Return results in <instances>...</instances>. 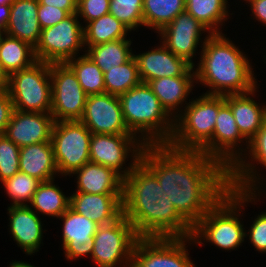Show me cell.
Wrapping results in <instances>:
<instances>
[{
	"instance_id": "cell-1",
	"label": "cell",
	"mask_w": 266,
	"mask_h": 267,
	"mask_svg": "<svg viewBox=\"0 0 266 267\" xmlns=\"http://www.w3.org/2000/svg\"><path fill=\"white\" fill-rule=\"evenodd\" d=\"M140 162L157 178L177 212L193 227L228 190V171L198 151L145 145Z\"/></svg>"
},
{
	"instance_id": "cell-2",
	"label": "cell",
	"mask_w": 266,
	"mask_h": 267,
	"mask_svg": "<svg viewBox=\"0 0 266 267\" xmlns=\"http://www.w3.org/2000/svg\"><path fill=\"white\" fill-rule=\"evenodd\" d=\"M122 213L140 238L192 236L193 227L140 161L123 179Z\"/></svg>"
},
{
	"instance_id": "cell-3",
	"label": "cell",
	"mask_w": 266,
	"mask_h": 267,
	"mask_svg": "<svg viewBox=\"0 0 266 267\" xmlns=\"http://www.w3.org/2000/svg\"><path fill=\"white\" fill-rule=\"evenodd\" d=\"M224 36L222 33L208 34L201 44L196 83L209 87L205 94L212 95L242 94L254 90L257 81L250 60Z\"/></svg>"
},
{
	"instance_id": "cell-4",
	"label": "cell",
	"mask_w": 266,
	"mask_h": 267,
	"mask_svg": "<svg viewBox=\"0 0 266 267\" xmlns=\"http://www.w3.org/2000/svg\"><path fill=\"white\" fill-rule=\"evenodd\" d=\"M243 140L246 141L248 149L249 142L239 132L233 112L225 102V96L219 95V111L212 136V159L218 161L228 171L230 188L243 192L254 190L256 192L260 188L257 187L260 178L258 173V177L256 176L254 164L247 162L243 156L244 149L239 147Z\"/></svg>"
},
{
	"instance_id": "cell-5",
	"label": "cell",
	"mask_w": 266,
	"mask_h": 267,
	"mask_svg": "<svg viewBox=\"0 0 266 267\" xmlns=\"http://www.w3.org/2000/svg\"><path fill=\"white\" fill-rule=\"evenodd\" d=\"M118 97L128 130L135 136L141 133L139 136L144 145L169 143L175 118L165 110L147 83L141 82Z\"/></svg>"
},
{
	"instance_id": "cell-6",
	"label": "cell",
	"mask_w": 266,
	"mask_h": 267,
	"mask_svg": "<svg viewBox=\"0 0 266 267\" xmlns=\"http://www.w3.org/2000/svg\"><path fill=\"white\" fill-rule=\"evenodd\" d=\"M256 194V192H243L229 187L223 196L193 226L191 237L194 243L201 245L203 244L201 239H204L225 250L239 247L247 233L243 228L244 225L239 221L238 214L245 202L248 203L252 202V199L253 201L257 199L258 195Z\"/></svg>"
},
{
	"instance_id": "cell-7",
	"label": "cell",
	"mask_w": 266,
	"mask_h": 267,
	"mask_svg": "<svg viewBox=\"0 0 266 267\" xmlns=\"http://www.w3.org/2000/svg\"><path fill=\"white\" fill-rule=\"evenodd\" d=\"M175 118L174 133L167 144L180 151H198L212 158V136L219 111V95L203 94L186 103Z\"/></svg>"
},
{
	"instance_id": "cell-8",
	"label": "cell",
	"mask_w": 266,
	"mask_h": 267,
	"mask_svg": "<svg viewBox=\"0 0 266 267\" xmlns=\"http://www.w3.org/2000/svg\"><path fill=\"white\" fill-rule=\"evenodd\" d=\"M7 92L14 104V110L50 113V64L37 60L30 67L12 73L7 77Z\"/></svg>"
},
{
	"instance_id": "cell-9",
	"label": "cell",
	"mask_w": 266,
	"mask_h": 267,
	"mask_svg": "<svg viewBox=\"0 0 266 267\" xmlns=\"http://www.w3.org/2000/svg\"><path fill=\"white\" fill-rule=\"evenodd\" d=\"M139 238L132 223L122 214L114 222L97 228L91 258L98 267H115L122 263L123 267H131Z\"/></svg>"
},
{
	"instance_id": "cell-10",
	"label": "cell",
	"mask_w": 266,
	"mask_h": 267,
	"mask_svg": "<svg viewBox=\"0 0 266 267\" xmlns=\"http://www.w3.org/2000/svg\"><path fill=\"white\" fill-rule=\"evenodd\" d=\"M92 133L79 120L57 121L51 142L58 172L70 176L90 162L89 147Z\"/></svg>"
},
{
	"instance_id": "cell-11",
	"label": "cell",
	"mask_w": 266,
	"mask_h": 267,
	"mask_svg": "<svg viewBox=\"0 0 266 267\" xmlns=\"http://www.w3.org/2000/svg\"><path fill=\"white\" fill-rule=\"evenodd\" d=\"M78 18L77 13H73L54 26L42 29L34 49L36 60L52 64L75 58L85 46L84 26L79 24Z\"/></svg>"
},
{
	"instance_id": "cell-12",
	"label": "cell",
	"mask_w": 266,
	"mask_h": 267,
	"mask_svg": "<svg viewBox=\"0 0 266 267\" xmlns=\"http://www.w3.org/2000/svg\"><path fill=\"white\" fill-rule=\"evenodd\" d=\"M52 105L50 114L55 122L82 118L87 94L66 63L50 64Z\"/></svg>"
},
{
	"instance_id": "cell-13",
	"label": "cell",
	"mask_w": 266,
	"mask_h": 267,
	"mask_svg": "<svg viewBox=\"0 0 266 267\" xmlns=\"http://www.w3.org/2000/svg\"><path fill=\"white\" fill-rule=\"evenodd\" d=\"M140 140L134 134H92L89 147L90 162L109 167L124 179L140 161L145 146ZM130 152L133 153V160L124 170L123 164L126 158H129Z\"/></svg>"
},
{
	"instance_id": "cell-14",
	"label": "cell",
	"mask_w": 266,
	"mask_h": 267,
	"mask_svg": "<svg viewBox=\"0 0 266 267\" xmlns=\"http://www.w3.org/2000/svg\"><path fill=\"white\" fill-rule=\"evenodd\" d=\"M187 241L191 244L193 238H139L133 250L131 267H195L188 257Z\"/></svg>"
},
{
	"instance_id": "cell-15",
	"label": "cell",
	"mask_w": 266,
	"mask_h": 267,
	"mask_svg": "<svg viewBox=\"0 0 266 267\" xmlns=\"http://www.w3.org/2000/svg\"><path fill=\"white\" fill-rule=\"evenodd\" d=\"M79 121L92 134H132L125 124L119 97L106 92L87 96Z\"/></svg>"
},
{
	"instance_id": "cell-16",
	"label": "cell",
	"mask_w": 266,
	"mask_h": 267,
	"mask_svg": "<svg viewBox=\"0 0 266 267\" xmlns=\"http://www.w3.org/2000/svg\"><path fill=\"white\" fill-rule=\"evenodd\" d=\"M204 32L211 34L209 30L186 11L178 14L172 22L160 32L162 44L174 55L185 59L193 67V56L199 45L200 36ZM202 32V34H201Z\"/></svg>"
},
{
	"instance_id": "cell-17",
	"label": "cell",
	"mask_w": 266,
	"mask_h": 267,
	"mask_svg": "<svg viewBox=\"0 0 266 267\" xmlns=\"http://www.w3.org/2000/svg\"><path fill=\"white\" fill-rule=\"evenodd\" d=\"M55 120L50 113L14 110L4 135L19 148L51 141Z\"/></svg>"
},
{
	"instance_id": "cell-18",
	"label": "cell",
	"mask_w": 266,
	"mask_h": 267,
	"mask_svg": "<svg viewBox=\"0 0 266 267\" xmlns=\"http://www.w3.org/2000/svg\"><path fill=\"white\" fill-rule=\"evenodd\" d=\"M134 57L142 83L162 77L196 76L191 64L174 55L163 44L156 49L134 55Z\"/></svg>"
},
{
	"instance_id": "cell-19",
	"label": "cell",
	"mask_w": 266,
	"mask_h": 267,
	"mask_svg": "<svg viewBox=\"0 0 266 267\" xmlns=\"http://www.w3.org/2000/svg\"><path fill=\"white\" fill-rule=\"evenodd\" d=\"M60 219L63 220L62 246L66 259L76 260L84 255H92L93 238L99 225L70 207L59 217Z\"/></svg>"
},
{
	"instance_id": "cell-20",
	"label": "cell",
	"mask_w": 266,
	"mask_h": 267,
	"mask_svg": "<svg viewBox=\"0 0 266 267\" xmlns=\"http://www.w3.org/2000/svg\"><path fill=\"white\" fill-rule=\"evenodd\" d=\"M69 197V207L72 210L91 219L99 226L110 224L123 214V194H88L75 192Z\"/></svg>"
},
{
	"instance_id": "cell-21",
	"label": "cell",
	"mask_w": 266,
	"mask_h": 267,
	"mask_svg": "<svg viewBox=\"0 0 266 267\" xmlns=\"http://www.w3.org/2000/svg\"><path fill=\"white\" fill-rule=\"evenodd\" d=\"M7 210L10 217L9 230L17 245L28 255L39 251L43 225L36 211L29 205H11Z\"/></svg>"
},
{
	"instance_id": "cell-22",
	"label": "cell",
	"mask_w": 266,
	"mask_h": 267,
	"mask_svg": "<svg viewBox=\"0 0 266 267\" xmlns=\"http://www.w3.org/2000/svg\"><path fill=\"white\" fill-rule=\"evenodd\" d=\"M38 7V0H12L5 34L18 38L35 49L42 31Z\"/></svg>"
},
{
	"instance_id": "cell-23",
	"label": "cell",
	"mask_w": 266,
	"mask_h": 267,
	"mask_svg": "<svg viewBox=\"0 0 266 267\" xmlns=\"http://www.w3.org/2000/svg\"><path fill=\"white\" fill-rule=\"evenodd\" d=\"M257 87L247 93L225 95V102L230 106L238 130L249 142L266 122V106L250 98ZM260 105V106H259Z\"/></svg>"
},
{
	"instance_id": "cell-24",
	"label": "cell",
	"mask_w": 266,
	"mask_h": 267,
	"mask_svg": "<svg viewBox=\"0 0 266 267\" xmlns=\"http://www.w3.org/2000/svg\"><path fill=\"white\" fill-rule=\"evenodd\" d=\"M73 174H77L76 192L123 194V178L109 167L88 162Z\"/></svg>"
},
{
	"instance_id": "cell-25",
	"label": "cell",
	"mask_w": 266,
	"mask_h": 267,
	"mask_svg": "<svg viewBox=\"0 0 266 267\" xmlns=\"http://www.w3.org/2000/svg\"><path fill=\"white\" fill-rule=\"evenodd\" d=\"M19 170L41 182L55 179L54 176L59 172L54 158L52 142L35 143L21 147Z\"/></svg>"
},
{
	"instance_id": "cell-26",
	"label": "cell",
	"mask_w": 266,
	"mask_h": 267,
	"mask_svg": "<svg viewBox=\"0 0 266 267\" xmlns=\"http://www.w3.org/2000/svg\"><path fill=\"white\" fill-rule=\"evenodd\" d=\"M195 80L196 76L162 77L151 80L147 84L151 87L153 93L157 96L165 110L176 118L178 112H180L177 107H179V105L181 106L183 102L186 103L185 100L190 94L193 83H195L193 81Z\"/></svg>"
},
{
	"instance_id": "cell-27",
	"label": "cell",
	"mask_w": 266,
	"mask_h": 267,
	"mask_svg": "<svg viewBox=\"0 0 266 267\" xmlns=\"http://www.w3.org/2000/svg\"><path fill=\"white\" fill-rule=\"evenodd\" d=\"M37 60L34 48L22 40L4 34L0 41V68L8 77L30 67Z\"/></svg>"
},
{
	"instance_id": "cell-28",
	"label": "cell",
	"mask_w": 266,
	"mask_h": 267,
	"mask_svg": "<svg viewBox=\"0 0 266 267\" xmlns=\"http://www.w3.org/2000/svg\"><path fill=\"white\" fill-rule=\"evenodd\" d=\"M131 39H119L87 48L86 55L96 63L102 72H106L113 66H120L128 62L134 54L132 53ZM88 51V52H87Z\"/></svg>"
},
{
	"instance_id": "cell-29",
	"label": "cell",
	"mask_w": 266,
	"mask_h": 267,
	"mask_svg": "<svg viewBox=\"0 0 266 267\" xmlns=\"http://www.w3.org/2000/svg\"><path fill=\"white\" fill-rule=\"evenodd\" d=\"M227 3V0H185V11L203 24L211 34H221L219 25L222 26V22L229 19Z\"/></svg>"
},
{
	"instance_id": "cell-30",
	"label": "cell",
	"mask_w": 266,
	"mask_h": 267,
	"mask_svg": "<svg viewBox=\"0 0 266 267\" xmlns=\"http://www.w3.org/2000/svg\"><path fill=\"white\" fill-rule=\"evenodd\" d=\"M130 31L123 23L118 21L111 13L92 20L84 26V45H99L119 39H127Z\"/></svg>"
},
{
	"instance_id": "cell-31",
	"label": "cell",
	"mask_w": 266,
	"mask_h": 267,
	"mask_svg": "<svg viewBox=\"0 0 266 267\" xmlns=\"http://www.w3.org/2000/svg\"><path fill=\"white\" fill-rule=\"evenodd\" d=\"M53 181L40 183L30 203L32 206L29 207L43 215L59 218L69 208L70 197H66Z\"/></svg>"
},
{
	"instance_id": "cell-32",
	"label": "cell",
	"mask_w": 266,
	"mask_h": 267,
	"mask_svg": "<svg viewBox=\"0 0 266 267\" xmlns=\"http://www.w3.org/2000/svg\"><path fill=\"white\" fill-rule=\"evenodd\" d=\"M184 11L185 0H143L144 26L160 32Z\"/></svg>"
},
{
	"instance_id": "cell-33",
	"label": "cell",
	"mask_w": 266,
	"mask_h": 267,
	"mask_svg": "<svg viewBox=\"0 0 266 267\" xmlns=\"http://www.w3.org/2000/svg\"><path fill=\"white\" fill-rule=\"evenodd\" d=\"M87 95L105 93L104 73L86 54L66 62Z\"/></svg>"
},
{
	"instance_id": "cell-34",
	"label": "cell",
	"mask_w": 266,
	"mask_h": 267,
	"mask_svg": "<svg viewBox=\"0 0 266 267\" xmlns=\"http://www.w3.org/2000/svg\"><path fill=\"white\" fill-rule=\"evenodd\" d=\"M141 83L138 65L133 56L128 62L120 66H113L104 72L105 92L120 96Z\"/></svg>"
},
{
	"instance_id": "cell-35",
	"label": "cell",
	"mask_w": 266,
	"mask_h": 267,
	"mask_svg": "<svg viewBox=\"0 0 266 267\" xmlns=\"http://www.w3.org/2000/svg\"><path fill=\"white\" fill-rule=\"evenodd\" d=\"M1 183H3L9 198L13 200L11 205H27L25 202L31 203L41 181L19 171Z\"/></svg>"
},
{
	"instance_id": "cell-36",
	"label": "cell",
	"mask_w": 266,
	"mask_h": 267,
	"mask_svg": "<svg viewBox=\"0 0 266 267\" xmlns=\"http://www.w3.org/2000/svg\"><path fill=\"white\" fill-rule=\"evenodd\" d=\"M109 13L130 31L144 26L143 0H110Z\"/></svg>"
},
{
	"instance_id": "cell-37",
	"label": "cell",
	"mask_w": 266,
	"mask_h": 267,
	"mask_svg": "<svg viewBox=\"0 0 266 267\" xmlns=\"http://www.w3.org/2000/svg\"><path fill=\"white\" fill-rule=\"evenodd\" d=\"M20 148L4 134L0 136V181L19 172Z\"/></svg>"
},
{
	"instance_id": "cell-38",
	"label": "cell",
	"mask_w": 266,
	"mask_h": 267,
	"mask_svg": "<svg viewBox=\"0 0 266 267\" xmlns=\"http://www.w3.org/2000/svg\"><path fill=\"white\" fill-rule=\"evenodd\" d=\"M110 0H78L77 15L86 23L109 13Z\"/></svg>"
},
{
	"instance_id": "cell-39",
	"label": "cell",
	"mask_w": 266,
	"mask_h": 267,
	"mask_svg": "<svg viewBox=\"0 0 266 267\" xmlns=\"http://www.w3.org/2000/svg\"><path fill=\"white\" fill-rule=\"evenodd\" d=\"M249 159L258 161L257 164H262L266 167V122L257 131L256 135L249 141L248 146ZM251 156V157H250Z\"/></svg>"
},
{
	"instance_id": "cell-40",
	"label": "cell",
	"mask_w": 266,
	"mask_h": 267,
	"mask_svg": "<svg viewBox=\"0 0 266 267\" xmlns=\"http://www.w3.org/2000/svg\"><path fill=\"white\" fill-rule=\"evenodd\" d=\"M248 232L249 240L256 250L266 253V212L257 216Z\"/></svg>"
},
{
	"instance_id": "cell-41",
	"label": "cell",
	"mask_w": 266,
	"mask_h": 267,
	"mask_svg": "<svg viewBox=\"0 0 266 267\" xmlns=\"http://www.w3.org/2000/svg\"><path fill=\"white\" fill-rule=\"evenodd\" d=\"M70 14L66 10L54 6L39 4L38 20L42 29L54 26Z\"/></svg>"
},
{
	"instance_id": "cell-42",
	"label": "cell",
	"mask_w": 266,
	"mask_h": 267,
	"mask_svg": "<svg viewBox=\"0 0 266 267\" xmlns=\"http://www.w3.org/2000/svg\"><path fill=\"white\" fill-rule=\"evenodd\" d=\"M14 112V104L7 91L0 93V134H4Z\"/></svg>"
},
{
	"instance_id": "cell-43",
	"label": "cell",
	"mask_w": 266,
	"mask_h": 267,
	"mask_svg": "<svg viewBox=\"0 0 266 267\" xmlns=\"http://www.w3.org/2000/svg\"><path fill=\"white\" fill-rule=\"evenodd\" d=\"M77 1L78 0H38L39 4L50 5L66 10L69 14L77 13Z\"/></svg>"
},
{
	"instance_id": "cell-44",
	"label": "cell",
	"mask_w": 266,
	"mask_h": 267,
	"mask_svg": "<svg viewBox=\"0 0 266 267\" xmlns=\"http://www.w3.org/2000/svg\"><path fill=\"white\" fill-rule=\"evenodd\" d=\"M249 4L254 18L266 26V0H253Z\"/></svg>"
},
{
	"instance_id": "cell-45",
	"label": "cell",
	"mask_w": 266,
	"mask_h": 267,
	"mask_svg": "<svg viewBox=\"0 0 266 267\" xmlns=\"http://www.w3.org/2000/svg\"><path fill=\"white\" fill-rule=\"evenodd\" d=\"M10 15V4L0 5V27L5 28Z\"/></svg>"
},
{
	"instance_id": "cell-46",
	"label": "cell",
	"mask_w": 266,
	"mask_h": 267,
	"mask_svg": "<svg viewBox=\"0 0 266 267\" xmlns=\"http://www.w3.org/2000/svg\"><path fill=\"white\" fill-rule=\"evenodd\" d=\"M7 91V76L0 68V93Z\"/></svg>"
},
{
	"instance_id": "cell-47",
	"label": "cell",
	"mask_w": 266,
	"mask_h": 267,
	"mask_svg": "<svg viewBox=\"0 0 266 267\" xmlns=\"http://www.w3.org/2000/svg\"><path fill=\"white\" fill-rule=\"evenodd\" d=\"M9 267H35L33 265H30L29 263H24V262H20V261H13L12 263H10Z\"/></svg>"
},
{
	"instance_id": "cell-48",
	"label": "cell",
	"mask_w": 266,
	"mask_h": 267,
	"mask_svg": "<svg viewBox=\"0 0 266 267\" xmlns=\"http://www.w3.org/2000/svg\"><path fill=\"white\" fill-rule=\"evenodd\" d=\"M12 0H0V5L10 4Z\"/></svg>"
},
{
	"instance_id": "cell-49",
	"label": "cell",
	"mask_w": 266,
	"mask_h": 267,
	"mask_svg": "<svg viewBox=\"0 0 266 267\" xmlns=\"http://www.w3.org/2000/svg\"><path fill=\"white\" fill-rule=\"evenodd\" d=\"M4 34H5L4 28L0 27V41H1Z\"/></svg>"
},
{
	"instance_id": "cell-50",
	"label": "cell",
	"mask_w": 266,
	"mask_h": 267,
	"mask_svg": "<svg viewBox=\"0 0 266 267\" xmlns=\"http://www.w3.org/2000/svg\"><path fill=\"white\" fill-rule=\"evenodd\" d=\"M244 1H247V2L251 3L253 0H244Z\"/></svg>"
}]
</instances>
